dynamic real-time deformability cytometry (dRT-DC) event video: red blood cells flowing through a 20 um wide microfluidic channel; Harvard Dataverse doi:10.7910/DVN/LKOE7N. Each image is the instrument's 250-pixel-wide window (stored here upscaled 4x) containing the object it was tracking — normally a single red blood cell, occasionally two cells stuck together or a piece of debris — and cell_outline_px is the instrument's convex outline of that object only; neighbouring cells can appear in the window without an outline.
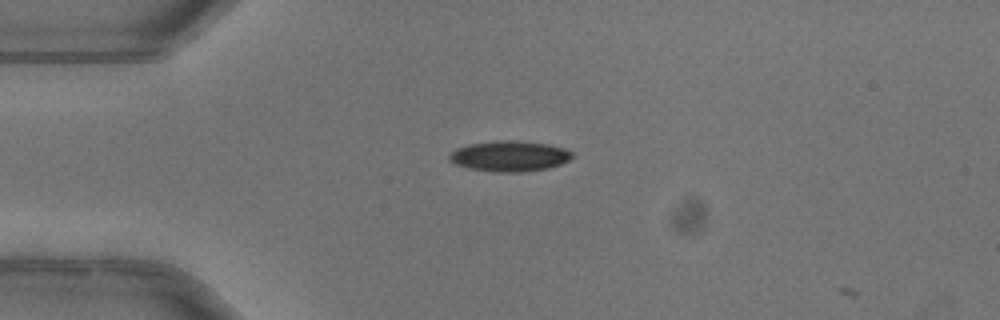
{"species": "common noctule bat (a hibernating species)", "species_latin": "Nyctalus noctula", "temperature_condition": "warm", "stored_images_in_passage": 3, "camera_frame_rate_fps": 3000, "um_per_image_px": 0.085, "animal": {"sex": "female"}, "frame": {"image": 1, "passage_image": 2, "time_ms": 0.333, "image_size_px": [1000, 320], "cell_outline_px": [[572, 156], [568, 160], [560, 164], [548, 168], [520, 172], [492, 172], [468, 168], [456, 164], [448, 160], [448, 156], [456, 148], [468, 144], [496, 140], [516, 140], [548, 144], [564, 148], [572, 152]], "centroid_in_image_um": [43.27, 13.26], "position_along_channel_um": 41.7, "area_um2": 21.96}}